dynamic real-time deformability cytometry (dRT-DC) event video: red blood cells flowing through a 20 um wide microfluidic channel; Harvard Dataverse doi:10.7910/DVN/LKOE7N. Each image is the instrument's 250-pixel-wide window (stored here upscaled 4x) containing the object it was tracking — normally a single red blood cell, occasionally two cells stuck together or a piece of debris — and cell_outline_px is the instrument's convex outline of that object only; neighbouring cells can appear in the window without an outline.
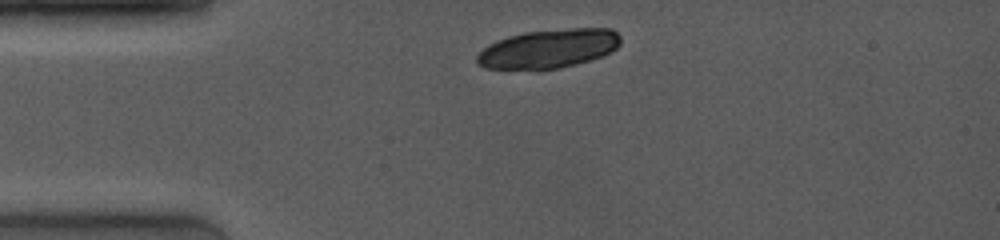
{"species": "common noctule bat (a hibernating species)", "species_latin": "Nyctalus noctula", "temperature_condition": "room temperature", "stored_images_in_passage": 1, "camera_frame_rate_fps": 4000, "um_per_image_px": 0.085, "animal": {"sex": "female", "body_mass_g": 19.0, "forearm_length_mm": 53.3}, "frame": {"image": 1, "passage_image": 1, "time_ms": 0.0, "image_size_px": [1000, 240], "cell_outline_px": [[620, 44], [612, 52], [588, 60], [560, 68], [484, 68], [476, 64], [476, 56], [488, 44], [496, 40], [508, 36], [524, 32], [572, 28], [612, 28], [620, 36]], "centroid_in_image_um": [46.63, 4.11], "position_along_channel_um": 38.4, "area_um2": 32.25}}